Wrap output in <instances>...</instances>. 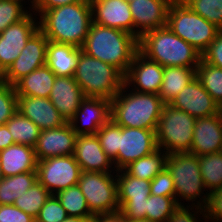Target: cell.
Listing matches in <instances>:
<instances>
[{
  "label": "cell",
  "instance_id": "6da1fadb",
  "mask_svg": "<svg viewBox=\"0 0 222 222\" xmlns=\"http://www.w3.org/2000/svg\"><path fill=\"white\" fill-rule=\"evenodd\" d=\"M92 23L90 1L64 5L45 11L39 29L50 42L82 47Z\"/></svg>",
  "mask_w": 222,
  "mask_h": 222
},
{
  "label": "cell",
  "instance_id": "7a4b0ae2",
  "mask_svg": "<svg viewBox=\"0 0 222 222\" xmlns=\"http://www.w3.org/2000/svg\"><path fill=\"white\" fill-rule=\"evenodd\" d=\"M82 51L113 65L124 75L138 50V38L117 28L91 23Z\"/></svg>",
  "mask_w": 222,
  "mask_h": 222
},
{
  "label": "cell",
  "instance_id": "3957f363",
  "mask_svg": "<svg viewBox=\"0 0 222 222\" xmlns=\"http://www.w3.org/2000/svg\"><path fill=\"white\" fill-rule=\"evenodd\" d=\"M164 105L158 94L136 92L124 84L111 100V119L121 127L156 130Z\"/></svg>",
  "mask_w": 222,
  "mask_h": 222
},
{
  "label": "cell",
  "instance_id": "277c9868",
  "mask_svg": "<svg viewBox=\"0 0 222 222\" xmlns=\"http://www.w3.org/2000/svg\"><path fill=\"white\" fill-rule=\"evenodd\" d=\"M138 50L163 67L197 68L201 60L200 52L174 34L168 26L144 33L138 39Z\"/></svg>",
  "mask_w": 222,
  "mask_h": 222
},
{
  "label": "cell",
  "instance_id": "5b68a950",
  "mask_svg": "<svg viewBox=\"0 0 222 222\" xmlns=\"http://www.w3.org/2000/svg\"><path fill=\"white\" fill-rule=\"evenodd\" d=\"M166 168L173 178L174 199L178 206L204 208L209 193L200 173L198 156L189 152L168 154Z\"/></svg>",
  "mask_w": 222,
  "mask_h": 222
},
{
  "label": "cell",
  "instance_id": "8992f818",
  "mask_svg": "<svg viewBox=\"0 0 222 222\" xmlns=\"http://www.w3.org/2000/svg\"><path fill=\"white\" fill-rule=\"evenodd\" d=\"M73 77L86 97L112 100L124 86V74L119 69L82 50Z\"/></svg>",
  "mask_w": 222,
  "mask_h": 222
},
{
  "label": "cell",
  "instance_id": "52a82bcc",
  "mask_svg": "<svg viewBox=\"0 0 222 222\" xmlns=\"http://www.w3.org/2000/svg\"><path fill=\"white\" fill-rule=\"evenodd\" d=\"M167 26L202 54L220 31L192 11L182 0H174L168 10Z\"/></svg>",
  "mask_w": 222,
  "mask_h": 222
},
{
  "label": "cell",
  "instance_id": "ba28073f",
  "mask_svg": "<svg viewBox=\"0 0 222 222\" xmlns=\"http://www.w3.org/2000/svg\"><path fill=\"white\" fill-rule=\"evenodd\" d=\"M196 119L165 104L156 129L158 148L167 154L190 152Z\"/></svg>",
  "mask_w": 222,
  "mask_h": 222
},
{
  "label": "cell",
  "instance_id": "9c48e42d",
  "mask_svg": "<svg viewBox=\"0 0 222 222\" xmlns=\"http://www.w3.org/2000/svg\"><path fill=\"white\" fill-rule=\"evenodd\" d=\"M77 185L93 215L119 212L116 173L81 171Z\"/></svg>",
  "mask_w": 222,
  "mask_h": 222
},
{
  "label": "cell",
  "instance_id": "30bf717a",
  "mask_svg": "<svg viewBox=\"0 0 222 222\" xmlns=\"http://www.w3.org/2000/svg\"><path fill=\"white\" fill-rule=\"evenodd\" d=\"M37 180L51 194L77 185L81 168L74 155L50 157L37 161Z\"/></svg>",
  "mask_w": 222,
  "mask_h": 222
},
{
  "label": "cell",
  "instance_id": "8fae6325",
  "mask_svg": "<svg viewBox=\"0 0 222 222\" xmlns=\"http://www.w3.org/2000/svg\"><path fill=\"white\" fill-rule=\"evenodd\" d=\"M39 29V18L31 11L24 19L0 33V76L21 54L29 38Z\"/></svg>",
  "mask_w": 222,
  "mask_h": 222
},
{
  "label": "cell",
  "instance_id": "7c38bea8",
  "mask_svg": "<svg viewBox=\"0 0 222 222\" xmlns=\"http://www.w3.org/2000/svg\"><path fill=\"white\" fill-rule=\"evenodd\" d=\"M49 40L38 29L27 41L21 54L0 76V81L14 85L22 77L46 64L47 45Z\"/></svg>",
  "mask_w": 222,
  "mask_h": 222
},
{
  "label": "cell",
  "instance_id": "4fadbf2b",
  "mask_svg": "<svg viewBox=\"0 0 222 222\" xmlns=\"http://www.w3.org/2000/svg\"><path fill=\"white\" fill-rule=\"evenodd\" d=\"M157 149L156 130L119 126L117 170Z\"/></svg>",
  "mask_w": 222,
  "mask_h": 222
},
{
  "label": "cell",
  "instance_id": "5bb4252c",
  "mask_svg": "<svg viewBox=\"0 0 222 222\" xmlns=\"http://www.w3.org/2000/svg\"><path fill=\"white\" fill-rule=\"evenodd\" d=\"M163 74V66L147 59L138 51L124 75V84L136 92L158 94L163 81Z\"/></svg>",
  "mask_w": 222,
  "mask_h": 222
},
{
  "label": "cell",
  "instance_id": "9a60e30c",
  "mask_svg": "<svg viewBox=\"0 0 222 222\" xmlns=\"http://www.w3.org/2000/svg\"><path fill=\"white\" fill-rule=\"evenodd\" d=\"M172 107L185 111L195 119L221 112V107L195 78L186 85L169 103Z\"/></svg>",
  "mask_w": 222,
  "mask_h": 222
},
{
  "label": "cell",
  "instance_id": "2e32d148",
  "mask_svg": "<svg viewBox=\"0 0 222 222\" xmlns=\"http://www.w3.org/2000/svg\"><path fill=\"white\" fill-rule=\"evenodd\" d=\"M111 119V100L86 97L70 119L77 135L96 134Z\"/></svg>",
  "mask_w": 222,
  "mask_h": 222
},
{
  "label": "cell",
  "instance_id": "e0dca14e",
  "mask_svg": "<svg viewBox=\"0 0 222 222\" xmlns=\"http://www.w3.org/2000/svg\"><path fill=\"white\" fill-rule=\"evenodd\" d=\"M174 0H133L129 3L134 21V35L167 26L168 10Z\"/></svg>",
  "mask_w": 222,
  "mask_h": 222
},
{
  "label": "cell",
  "instance_id": "ac0fdd59",
  "mask_svg": "<svg viewBox=\"0 0 222 222\" xmlns=\"http://www.w3.org/2000/svg\"><path fill=\"white\" fill-rule=\"evenodd\" d=\"M76 138L77 134L69 122L58 128L42 130L34 147L37 161L50 157L73 155Z\"/></svg>",
  "mask_w": 222,
  "mask_h": 222
},
{
  "label": "cell",
  "instance_id": "d6986e66",
  "mask_svg": "<svg viewBox=\"0 0 222 222\" xmlns=\"http://www.w3.org/2000/svg\"><path fill=\"white\" fill-rule=\"evenodd\" d=\"M81 171L116 173L113 161L103 151L96 134L77 135L74 151Z\"/></svg>",
  "mask_w": 222,
  "mask_h": 222
},
{
  "label": "cell",
  "instance_id": "ffe728a7",
  "mask_svg": "<svg viewBox=\"0 0 222 222\" xmlns=\"http://www.w3.org/2000/svg\"><path fill=\"white\" fill-rule=\"evenodd\" d=\"M90 3L92 22L134 35V21L128 2L124 0H90Z\"/></svg>",
  "mask_w": 222,
  "mask_h": 222
},
{
  "label": "cell",
  "instance_id": "44dd1931",
  "mask_svg": "<svg viewBox=\"0 0 222 222\" xmlns=\"http://www.w3.org/2000/svg\"><path fill=\"white\" fill-rule=\"evenodd\" d=\"M222 151V111L196 119L189 153L197 156Z\"/></svg>",
  "mask_w": 222,
  "mask_h": 222
},
{
  "label": "cell",
  "instance_id": "7402d4cb",
  "mask_svg": "<svg viewBox=\"0 0 222 222\" xmlns=\"http://www.w3.org/2000/svg\"><path fill=\"white\" fill-rule=\"evenodd\" d=\"M17 110L32 120L41 131L67 123L49 98L18 96Z\"/></svg>",
  "mask_w": 222,
  "mask_h": 222
},
{
  "label": "cell",
  "instance_id": "603a6c76",
  "mask_svg": "<svg viewBox=\"0 0 222 222\" xmlns=\"http://www.w3.org/2000/svg\"><path fill=\"white\" fill-rule=\"evenodd\" d=\"M86 98L73 76H56L49 95L62 117L69 122Z\"/></svg>",
  "mask_w": 222,
  "mask_h": 222
},
{
  "label": "cell",
  "instance_id": "cb8c5ba5",
  "mask_svg": "<svg viewBox=\"0 0 222 222\" xmlns=\"http://www.w3.org/2000/svg\"><path fill=\"white\" fill-rule=\"evenodd\" d=\"M0 167L3 177L36 172L37 159L34 148L14 143L0 150Z\"/></svg>",
  "mask_w": 222,
  "mask_h": 222
},
{
  "label": "cell",
  "instance_id": "d4e9b609",
  "mask_svg": "<svg viewBox=\"0 0 222 222\" xmlns=\"http://www.w3.org/2000/svg\"><path fill=\"white\" fill-rule=\"evenodd\" d=\"M82 49L71 44L48 42L46 65L56 76H74Z\"/></svg>",
  "mask_w": 222,
  "mask_h": 222
},
{
  "label": "cell",
  "instance_id": "484cf974",
  "mask_svg": "<svg viewBox=\"0 0 222 222\" xmlns=\"http://www.w3.org/2000/svg\"><path fill=\"white\" fill-rule=\"evenodd\" d=\"M56 74L45 64L15 84L17 96L49 98Z\"/></svg>",
  "mask_w": 222,
  "mask_h": 222
},
{
  "label": "cell",
  "instance_id": "4316f807",
  "mask_svg": "<svg viewBox=\"0 0 222 222\" xmlns=\"http://www.w3.org/2000/svg\"><path fill=\"white\" fill-rule=\"evenodd\" d=\"M195 78L196 68L178 66L164 67L163 81L158 96L165 104H169L172 99Z\"/></svg>",
  "mask_w": 222,
  "mask_h": 222
},
{
  "label": "cell",
  "instance_id": "83f0119b",
  "mask_svg": "<svg viewBox=\"0 0 222 222\" xmlns=\"http://www.w3.org/2000/svg\"><path fill=\"white\" fill-rule=\"evenodd\" d=\"M118 204L121 208L128 200L148 199L151 181L137 179L128 175L123 169L116 171Z\"/></svg>",
  "mask_w": 222,
  "mask_h": 222
},
{
  "label": "cell",
  "instance_id": "f1b7e54d",
  "mask_svg": "<svg viewBox=\"0 0 222 222\" xmlns=\"http://www.w3.org/2000/svg\"><path fill=\"white\" fill-rule=\"evenodd\" d=\"M168 154L158 148L153 153L129 163L123 170L130 176L151 181L166 167Z\"/></svg>",
  "mask_w": 222,
  "mask_h": 222
},
{
  "label": "cell",
  "instance_id": "f546056e",
  "mask_svg": "<svg viewBox=\"0 0 222 222\" xmlns=\"http://www.w3.org/2000/svg\"><path fill=\"white\" fill-rule=\"evenodd\" d=\"M37 181V172L3 177L0 180V205H13L14 201Z\"/></svg>",
  "mask_w": 222,
  "mask_h": 222
},
{
  "label": "cell",
  "instance_id": "4dcf8cb0",
  "mask_svg": "<svg viewBox=\"0 0 222 222\" xmlns=\"http://www.w3.org/2000/svg\"><path fill=\"white\" fill-rule=\"evenodd\" d=\"M5 124L15 143L35 147L41 130L32 120L17 110Z\"/></svg>",
  "mask_w": 222,
  "mask_h": 222
},
{
  "label": "cell",
  "instance_id": "1f68e13d",
  "mask_svg": "<svg viewBox=\"0 0 222 222\" xmlns=\"http://www.w3.org/2000/svg\"><path fill=\"white\" fill-rule=\"evenodd\" d=\"M203 183L210 194L222 189V151L198 156Z\"/></svg>",
  "mask_w": 222,
  "mask_h": 222
},
{
  "label": "cell",
  "instance_id": "d6a6232c",
  "mask_svg": "<svg viewBox=\"0 0 222 222\" xmlns=\"http://www.w3.org/2000/svg\"><path fill=\"white\" fill-rule=\"evenodd\" d=\"M55 195L59 199L62 207L65 209L68 217H94V215L90 212L85 196L78 185L60 190Z\"/></svg>",
  "mask_w": 222,
  "mask_h": 222
},
{
  "label": "cell",
  "instance_id": "836d02e7",
  "mask_svg": "<svg viewBox=\"0 0 222 222\" xmlns=\"http://www.w3.org/2000/svg\"><path fill=\"white\" fill-rule=\"evenodd\" d=\"M196 78L222 108V68L201 59L196 68Z\"/></svg>",
  "mask_w": 222,
  "mask_h": 222
},
{
  "label": "cell",
  "instance_id": "e575fe53",
  "mask_svg": "<svg viewBox=\"0 0 222 222\" xmlns=\"http://www.w3.org/2000/svg\"><path fill=\"white\" fill-rule=\"evenodd\" d=\"M51 193L38 181L17 198L13 205L36 218Z\"/></svg>",
  "mask_w": 222,
  "mask_h": 222
},
{
  "label": "cell",
  "instance_id": "d590c367",
  "mask_svg": "<svg viewBox=\"0 0 222 222\" xmlns=\"http://www.w3.org/2000/svg\"><path fill=\"white\" fill-rule=\"evenodd\" d=\"M177 207L173 197L150 194L146 199V219L150 222H166Z\"/></svg>",
  "mask_w": 222,
  "mask_h": 222
},
{
  "label": "cell",
  "instance_id": "8d00e7d4",
  "mask_svg": "<svg viewBox=\"0 0 222 222\" xmlns=\"http://www.w3.org/2000/svg\"><path fill=\"white\" fill-rule=\"evenodd\" d=\"M30 12L31 7L25 0H0V33L24 19Z\"/></svg>",
  "mask_w": 222,
  "mask_h": 222
},
{
  "label": "cell",
  "instance_id": "74e56055",
  "mask_svg": "<svg viewBox=\"0 0 222 222\" xmlns=\"http://www.w3.org/2000/svg\"><path fill=\"white\" fill-rule=\"evenodd\" d=\"M105 154L113 161L117 170V155L119 151V125L110 119L96 133Z\"/></svg>",
  "mask_w": 222,
  "mask_h": 222
},
{
  "label": "cell",
  "instance_id": "f35d334b",
  "mask_svg": "<svg viewBox=\"0 0 222 222\" xmlns=\"http://www.w3.org/2000/svg\"><path fill=\"white\" fill-rule=\"evenodd\" d=\"M192 11L222 30V0H182Z\"/></svg>",
  "mask_w": 222,
  "mask_h": 222
},
{
  "label": "cell",
  "instance_id": "ab89813d",
  "mask_svg": "<svg viewBox=\"0 0 222 222\" xmlns=\"http://www.w3.org/2000/svg\"><path fill=\"white\" fill-rule=\"evenodd\" d=\"M18 96L14 85L0 81V125L5 124L16 112Z\"/></svg>",
  "mask_w": 222,
  "mask_h": 222
},
{
  "label": "cell",
  "instance_id": "60d3db41",
  "mask_svg": "<svg viewBox=\"0 0 222 222\" xmlns=\"http://www.w3.org/2000/svg\"><path fill=\"white\" fill-rule=\"evenodd\" d=\"M68 217L56 195L51 194L40 209L35 222H61Z\"/></svg>",
  "mask_w": 222,
  "mask_h": 222
},
{
  "label": "cell",
  "instance_id": "b9f144b4",
  "mask_svg": "<svg viewBox=\"0 0 222 222\" xmlns=\"http://www.w3.org/2000/svg\"><path fill=\"white\" fill-rule=\"evenodd\" d=\"M150 193L156 196L174 198L175 188L173 178L166 167L151 180Z\"/></svg>",
  "mask_w": 222,
  "mask_h": 222
},
{
  "label": "cell",
  "instance_id": "7bdbcfd3",
  "mask_svg": "<svg viewBox=\"0 0 222 222\" xmlns=\"http://www.w3.org/2000/svg\"><path fill=\"white\" fill-rule=\"evenodd\" d=\"M200 221L202 222L209 221L206 217L204 208L196 206H178L166 222H200Z\"/></svg>",
  "mask_w": 222,
  "mask_h": 222
},
{
  "label": "cell",
  "instance_id": "ee69618b",
  "mask_svg": "<svg viewBox=\"0 0 222 222\" xmlns=\"http://www.w3.org/2000/svg\"><path fill=\"white\" fill-rule=\"evenodd\" d=\"M201 59L211 65L222 68V30L201 54Z\"/></svg>",
  "mask_w": 222,
  "mask_h": 222
},
{
  "label": "cell",
  "instance_id": "f6af8a7d",
  "mask_svg": "<svg viewBox=\"0 0 222 222\" xmlns=\"http://www.w3.org/2000/svg\"><path fill=\"white\" fill-rule=\"evenodd\" d=\"M204 211L210 222H222V189L209 194Z\"/></svg>",
  "mask_w": 222,
  "mask_h": 222
},
{
  "label": "cell",
  "instance_id": "bcb514c9",
  "mask_svg": "<svg viewBox=\"0 0 222 222\" xmlns=\"http://www.w3.org/2000/svg\"><path fill=\"white\" fill-rule=\"evenodd\" d=\"M0 222H35V218L15 205H0Z\"/></svg>",
  "mask_w": 222,
  "mask_h": 222
},
{
  "label": "cell",
  "instance_id": "7dc6e473",
  "mask_svg": "<svg viewBox=\"0 0 222 222\" xmlns=\"http://www.w3.org/2000/svg\"><path fill=\"white\" fill-rule=\"evenodd\" d=\"M128 219H146V199L128 200L119 210Z\"/></svg>",
  "mask_w": 222,
  "mask_h": 222
},
{
  "label": "cell",
  "instance_id": "c3c4849f",
  "mask_svg": "<svg viewBox=\"0 0 222 222\" xmlns=\"http://www.w3.org/2000/svg\"><path fill=\"white\" fill-rule=\"evenodd\" d=\"M82 1L90 0H35L30 7L31 11H33L39 18L47 10Z\"/></svg>",
  "mask_w": 222,
  "mask_h": 222
},
{
  "label": "cell",
  "instance_id": "681fc988",
  "mask_svg": "<svg viewBox=\"0 0 222 222\" xmlns=\"http://www.w3.org/2000/svg\"><path fill=\"white\" fill-rule=\"evenodd\" d=\"M14 143L15 142L13 141V137L10 134L7 125H0V150L6 149Z\"/></svg>",
  "mask_w": 222,
  "mask_h": 222
},
{
  "label": "cell",
  "instance_id": "f907efd6",
  "mask_svg": "<svg viewBox=\"0 0 222 222\" xmlns=\"http://www.w3.org/2000/svg\"><path fill=\"white\" fill-rule=\"evenodd\" d=\"M92 222H125V218L118 212L113 214L94 215Z\"/></svg>",
  "mask_w": 222,
  "mask_h": 222
},
{
  "label": "cell",
  "instance_id": "816d5d0a",
  "mask_svg": "<svg viewBox=\"0 0 222 222\" xmlns=\"http://www.w3.org/2000/svg\"><path fill=\"white\" fill-rule=\"evenodd\" d=\"M61 222H92V218L67 217Z\"/></svg>",
  "mask_w": 222,
  "mask_h": 222
},
{
  "label": "cell",
  "instance_id": "f5cc1de1",
  "mask_svg": "<svg viewBox=\"0 0 222 222\" xmlns=\"http://www.w3.org/2000/svg\"><path fill=\"white\" fill-rule=\"evenodd\" d=\"M125 222H150V221L147 220V219H128V218H125Z\"/></svg>",
  "mask_w": 222,
  "mask_h": 222
},
{
  "label": "cell",
  "instance_id": "db71d44e",
  "mask_svg": "<svg viewBox=\"0 0 222 222\" xmlns=\"http://www.w3.org/2000/svg\"><path fill=\"white\" fill-rule=\"evenodd\" d=\"M29 5H31L35 0H25Z\"/></svg>",
  "mask_w": 222,
  "mask_h": 222
},
{
  "label": "cell",
  "instance_id": "11a10c76",
  "mask_svg": "<svg viewBox=\"0 0 222 222\" xmlns=\"http://www.w3.org/2000/svg\"><path fill=\"white\" fill-rule=\"evenodd\" d=\"M3 178L2 172H1V167H0V180Z\"/></svg>",
  "mask_w": 222,
  "mask_h": 222
},
{
  "label": "cell",
  "instance_id": "9f6ffc18",
  "mask_svg": "<svg viewBox=\"0 0 222 222\" xmlns=\"http://www.w3.org/2000/svg\"><path fill=\"white\" fill-rule=\"evenodd\" d=\"M124 1H126V2L130 3V2H131V1H133V0H124Z\"/></svg>",
  "mask_w": 222,
  "mask_h": 222
}]
</instances>
